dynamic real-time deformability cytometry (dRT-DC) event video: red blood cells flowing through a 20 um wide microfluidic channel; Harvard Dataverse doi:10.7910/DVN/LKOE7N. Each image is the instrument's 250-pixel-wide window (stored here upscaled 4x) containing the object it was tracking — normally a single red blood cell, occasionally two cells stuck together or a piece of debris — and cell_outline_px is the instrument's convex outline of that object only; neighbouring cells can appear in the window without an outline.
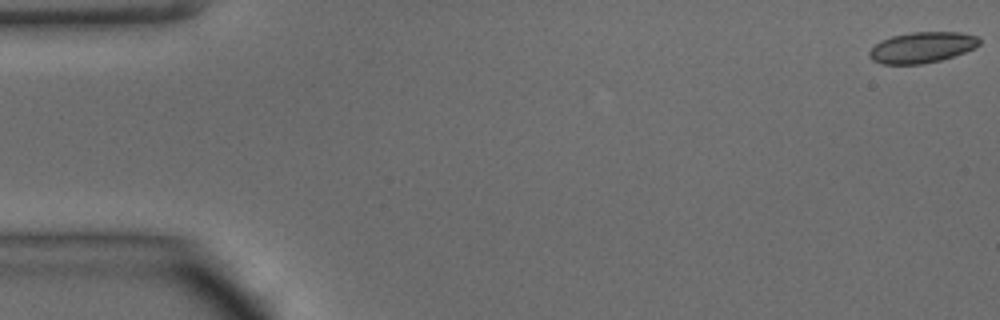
{"species": "common noctule bat (a hibernating species)", "species_latin": "Nyctalus noctula", "temperature_condition": "warm", "stored_images_in_passage": 48, "camera_frame_rate_fps": 3000, "um_per_image_px": 0.085, "animal": {"sex": "male", "body_mass_g": 15.6}, "frame": {"image": 1, "passage_image": 1, "time_ms": 0.0, "image_size_px": [1000, 320], "cell_outline_px": [[980, 44], [976, 48], [940, 60], [920, 64], [880, 64], [872, 60], [868, 56], [868, 52], [880, 40], [892, 36], [912, 32], [960, 32], [976, 36], [980, 40]], "centroid_in_image_um": [78.35, 4.03], "position_along_channel_um": 6.7, "area_um2": 19.77}}
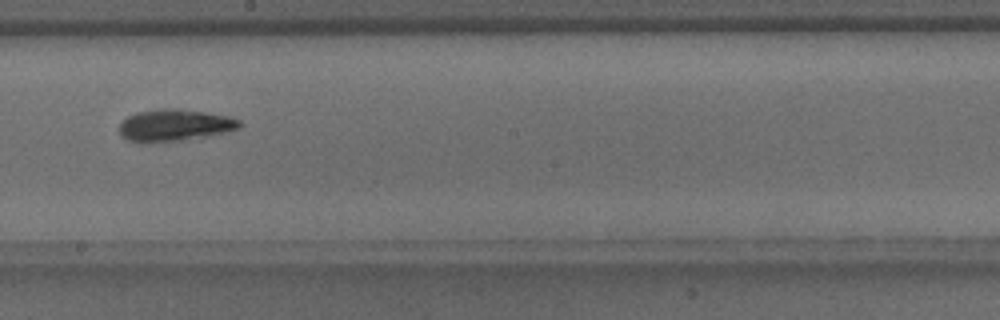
{"frame": {"image": 2, "passage_image": 27, "time_ms": 8.667, "image_size_px": [1000, 320], "cell_outline_px": [[244, 124], [240, 128], [228, 132], [184, 140], [128, 140], [120, 132], [120, 124], [128, 116], [136, 112], [156, 108], [180, 108], [208, 112], [228, 116], [240, 120]], "centroid_in_image_um": [14.95, 10.59], "position_along_channel_um": 233.3, "area_um2": 22.02}}
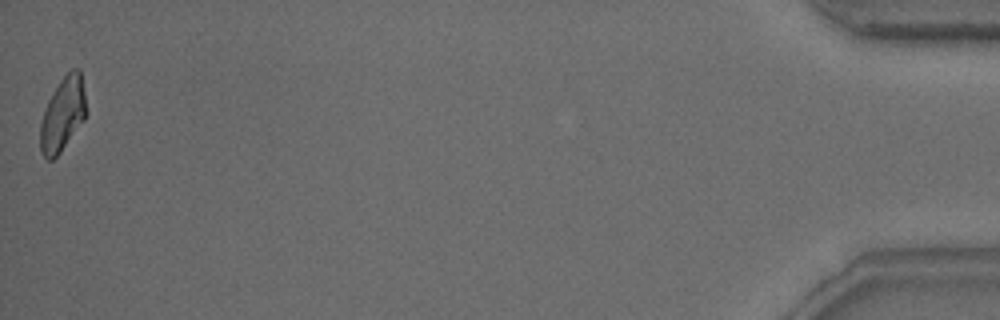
{"frame": {"image": 3, "passage_image": 48, "time_ms": 15.667, "image_size_px": [1000, 320], "cell_outline_px": [[88, 112], [84, 120], [60, 152], [52, 160], [48, 160], [40, 152], [40, 124], [44, 108], [48, 100], [60, 80], [72, 68], [80, 68]], "centroid_in_image_um": [5.34, 9.7], "position_along_channel_um": 429.9, "area_um2": 19.88}, "authors_computed_cell_mechanics": {"area_um2": 20.4612, "velocity_mm_per_s": 4.215, "shape_relaxation_time_tau1_ms": 4.3639, "shape_relaxation_time_tau2_ms": 3.6563, "deformation_change_tau1": 0.164, "deformation_change_tau2": 0.1271}}